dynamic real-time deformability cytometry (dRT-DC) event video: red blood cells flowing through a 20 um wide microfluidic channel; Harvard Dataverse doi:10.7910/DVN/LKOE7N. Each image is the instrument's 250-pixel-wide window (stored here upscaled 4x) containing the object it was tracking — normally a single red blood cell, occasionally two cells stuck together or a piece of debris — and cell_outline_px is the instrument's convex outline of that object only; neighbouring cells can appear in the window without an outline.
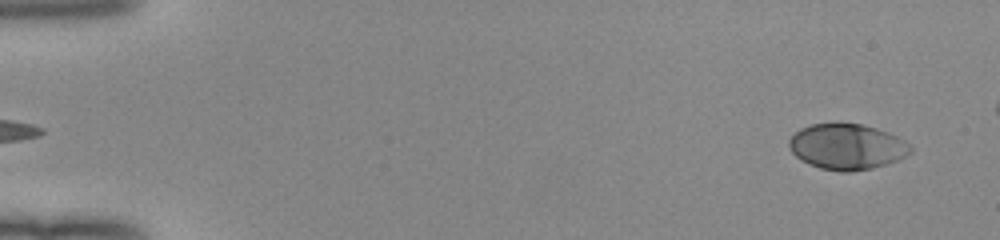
{"species": "human", "species_latin": "Homo sapiens", "temperature_condition": "room temperature", "stored_images_in_passage": 50, "camera_frame_rate_fps": 3000, "um_per_image_px": 0.085, "donor": {"sex": "female"}, "frame": {"image": 1, "passage_image": 3, "time_ms": 0.667, "image_size_px": [1000, 240], "cell_outline_px": [[912, 152], [896, 160], [872, 168], [852, 172], [840, 172], [820, 168], [808, 164], [800, 160], [788, 148], [788, 140], [800, 128], [812, 124], [860, 124], [876, 128], [888, 132], [904, 140], [912, 148]], "centroid_in_image_um": [71.96, 12.48], "position_along_channel_um": 13.0, "area_um2": 32.19}}
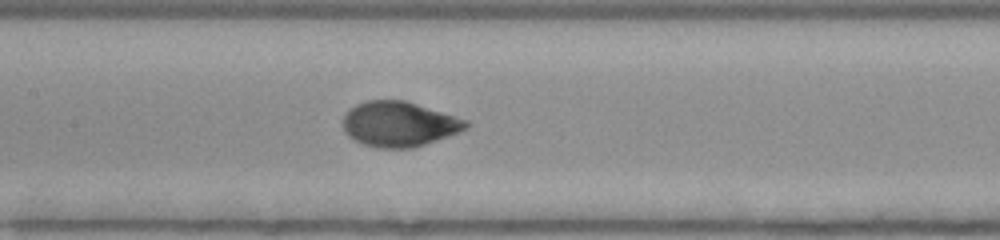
{"frame": {"image": 2, "passage_image": 26, "time_ms": 8.333, "image_size_px": [1000, 240], "cell_outline_px": [[468, 128], [460, 132], [412, 148], [376, 148], [360, 144], [348, 136], [344, 132], [344, 112], [348, 108], [364, 100], [404, 100], [468, 120]], "centroid_in_image_um": [33.88, 10.55], "position_along_channel_um": 173.5, "area_um2": 32.48}}
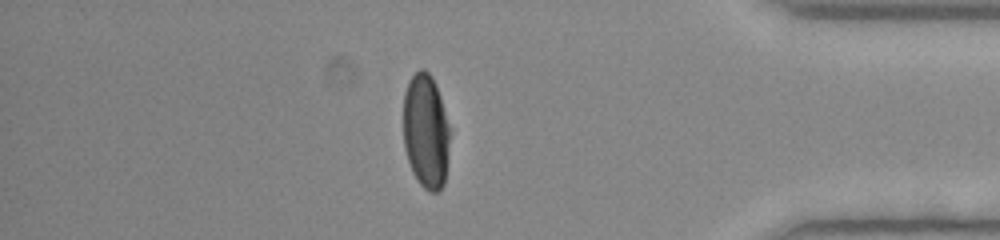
{"frame": {"image": 3, "passage_image": 45, "time_ms": 14.667, "image_size_px": [1000, 240], "cell_outline_px": [[448, 144], [444, 184], [436, 192], [428, 192], [416, 180], [412, 172], [404, 148], [404, 92], [408, 80], [420, 68], [424, 68], [432, 76], [436, 84], [440, 96], [448, 124]], "centroid_in_image_um": [36.17, 11.14], "position_along_channel_um": 399.0, "area_um2": 30.87}}